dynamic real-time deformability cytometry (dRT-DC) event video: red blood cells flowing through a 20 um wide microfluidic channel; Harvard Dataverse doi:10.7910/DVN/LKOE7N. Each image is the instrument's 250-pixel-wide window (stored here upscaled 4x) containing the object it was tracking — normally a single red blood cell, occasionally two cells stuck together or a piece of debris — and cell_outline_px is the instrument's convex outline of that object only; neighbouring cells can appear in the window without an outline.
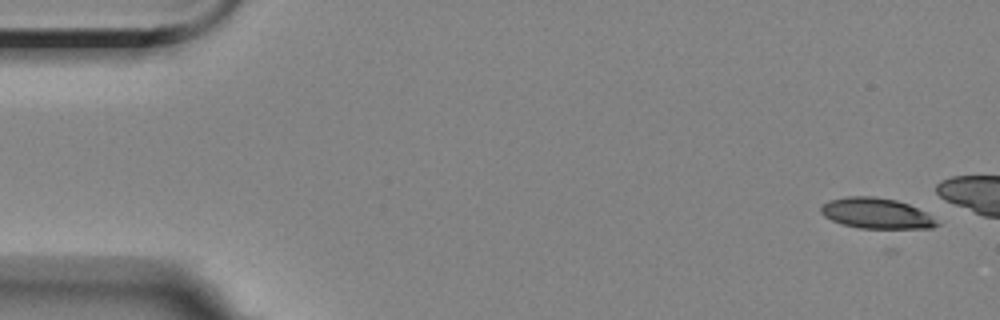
{"species": "Egyptian fruit bat (a non-hibernating species)", "species_latin": "Rousettus aegyptiacus", "temperature_condition": "room temperature", "stored_images_in_passage": 9, "camera_frame_rate_fps": 3000, "um_per_image_px": 0.085, "animal": {"sex": "female"}, "frame": {"image": 1, "passage_image": 1, "time_ms": 0.0, "image_size_px": [1000, 320], "cell_outline_px": [[940, 224], [932, 228], [892, 232], [884, 232], [860, 228], [840, 224], [824, 216], [820, 212], [820, 208], [828, 200], [848, 196], [872, 196], [896, 200], [908, 204], [932, 216]], "centroid_in_image_um": [74.54, 18.21], "position_along_channel_um": 10.5, "area_um2": 21.73}}